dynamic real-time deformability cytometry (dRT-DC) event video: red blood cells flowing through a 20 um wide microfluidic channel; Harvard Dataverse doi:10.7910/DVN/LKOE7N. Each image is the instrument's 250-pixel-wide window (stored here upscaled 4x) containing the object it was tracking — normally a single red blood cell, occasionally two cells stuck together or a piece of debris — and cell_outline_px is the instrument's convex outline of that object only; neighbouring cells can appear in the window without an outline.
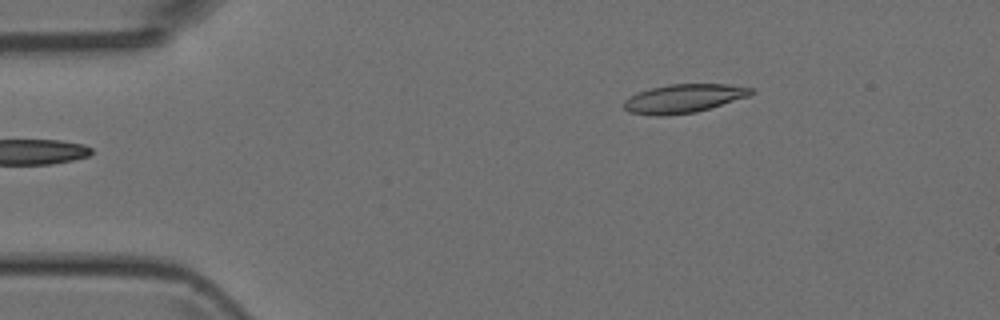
{"species": "Egyptian fruit bat (a non-hibernating species)", "species_latin": "Rousettus aegyptiacus", "temperature_condition": "room temperature", "stored_images_in_passage": 4, "camera_frame_rate_fps": 3000, "um_per_image_px": 0.085, "animal": {"sex": "female"}, "frame": {"image": 1, "passage_image": 4, "time_ms": 3.333, "image_size_px": [1000, 320], "cell_outline_px": [[756, 92], [748, 96], [696, 112], [660, 116], [656, 116], [628, 112], [624, 108], [624, 100], [640, 92], [652, 88], [668, 84], [728, 84], [752, 88]], "centroid_in_image_um": [58.12, 8.37], "position_along_channel_um": 26.9, "area_um2": 20.98}}